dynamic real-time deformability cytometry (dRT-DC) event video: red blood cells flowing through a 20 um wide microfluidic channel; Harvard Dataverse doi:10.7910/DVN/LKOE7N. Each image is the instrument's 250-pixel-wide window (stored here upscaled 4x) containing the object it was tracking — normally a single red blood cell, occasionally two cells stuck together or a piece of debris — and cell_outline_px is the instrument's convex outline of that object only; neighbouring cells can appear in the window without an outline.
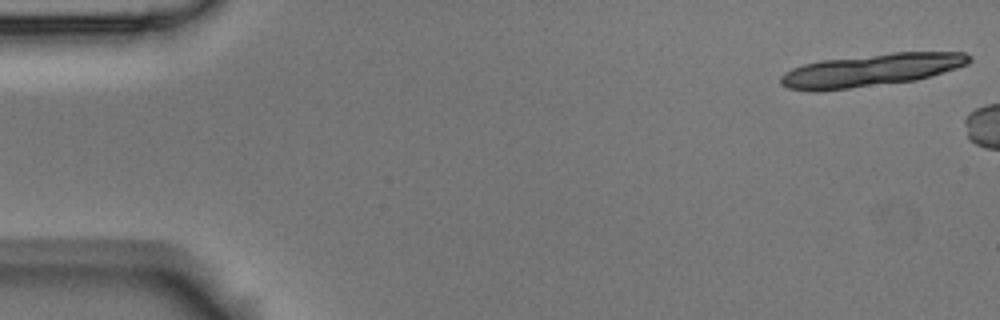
{"species": "Egyptian fruit bat (a non-hibernating species)", "species_latin": "Rousettus aegyptiacus", "temperature_condition": "room temperature", "stored_images_in_passage": 3, "camera_frame_rate_fps": 3000, "um_per_image_px": 0.085, "animal": {"sex": "male"}, "frame": {"image": 1, "passage_image": 1, "time_ms": 0.0, "image_size_px": [1000, 320], "cell_outline_px": [[972, 60], [968, 64], [956, 68], [916, 80], [820, 92], [812, 92], [788, 88], [780, 84], [780, 76], [784, 72], [792, 68], [804, 64], [820, 60], [892, 52], [964, 52], [972, 56]], "centroid_in_image_um": [74.0, 5.96], "position_along_channel_um": 11.0, "area_um2": 36.07}}